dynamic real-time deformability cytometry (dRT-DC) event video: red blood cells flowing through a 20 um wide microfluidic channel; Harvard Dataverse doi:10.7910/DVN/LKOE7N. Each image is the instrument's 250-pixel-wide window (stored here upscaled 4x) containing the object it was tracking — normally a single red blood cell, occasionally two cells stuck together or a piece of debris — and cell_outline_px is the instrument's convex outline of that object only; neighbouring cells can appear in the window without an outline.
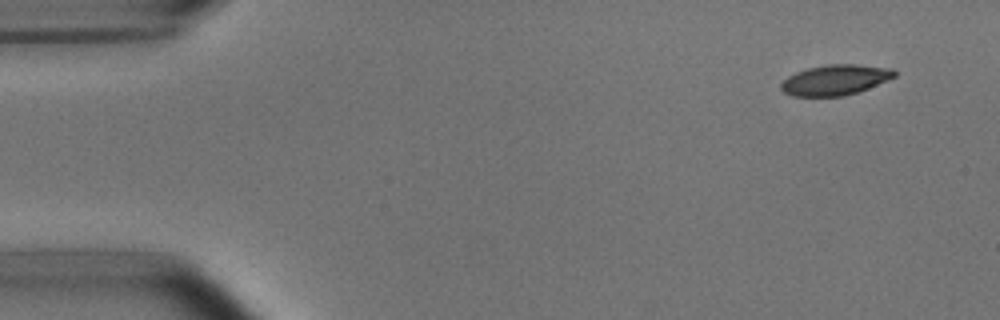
{"species": "common noctule bat (a hibernating species)", "species_latin": "Nyctalus noctula", "temperature_condition": "room temperature", "stored_images_in_passage": 4, "camera_frame_rate_fps": 3000, "um_per_image_px": 0.085, "animal": {"sex": "male", "body_mass_g": 15.6}, "frame": {"image": 1, "passage_image": 1, "time_ms": 0.0, "image_size_px": [1000, 320], "cell_outline_px": [[896, 76], [868, 88], [844, 96], [792, 96], [784, 92], [780, 88], [780, 84], [788, 76], [796, 72], [808, 68], [828, 64], [856, 64], [892, 68], [896, 72]], "centroid_in_image_um": [70.98, 6.79], "position_along_channel_um": 14.0, "area_um2": 20.0}}
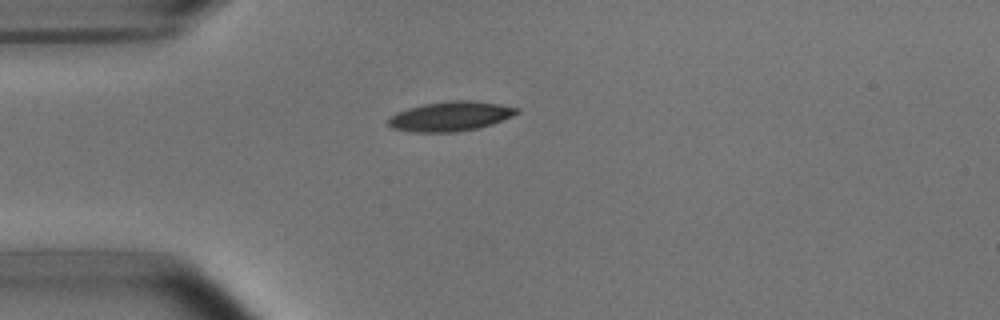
{"frame": {"image": 2, "passage_image": 4, "time_ms": 3.333, "image_size_px": [1000, 320], "cell_outline_px": [[520, 112], [512, 116], [492, 124], [480, 128], [456, 132], [416, 132], [392, 128], [388, 124], [388, 120], [396, 112], [408, 108], [424, 104], [452, 100], [468, 100], [500, 104], [520, 108]], "centroid_in_image_um": [38.32, 9.88], "position_along_channel_um": 46.7, "area_um2": 22.14}}